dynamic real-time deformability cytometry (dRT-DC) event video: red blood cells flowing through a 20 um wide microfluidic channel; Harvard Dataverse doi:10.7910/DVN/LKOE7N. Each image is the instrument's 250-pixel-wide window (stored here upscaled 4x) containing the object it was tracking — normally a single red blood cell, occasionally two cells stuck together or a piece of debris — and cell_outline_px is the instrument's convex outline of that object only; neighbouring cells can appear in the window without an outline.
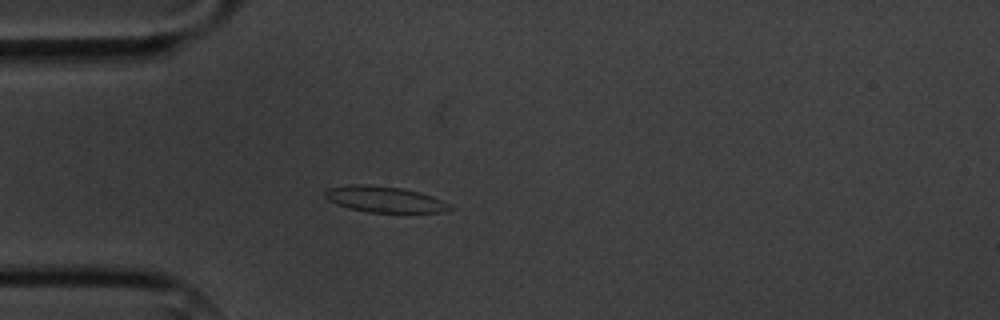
{"species": "common noctule bat (a hibernating species)", "species_latin": "Nyctalus noctula", "temperature_condition": "cold", "stored_images_in_passage": 3, "camera_frame_rate_fps": 3000, "um_per_image_px": 0.085, "animal": {"sex": "male", "body_mass_g": 20.1, "forearm_length_mm": 53.5}, "frame": {"image": 1, "passage_image": 3, "time_ms": 2.333, "image_size_px": [1000, 320], "cell_outline_px": [[456, 208], [440, 212], [368, 212], [348, 208], [336, 204], [328, 200], [324, 196], [324, 192], [328, 188], [348, 184], [364, 184], [400, 188], [420, 192], [432, 196], [452, 204]], "centroid_in_image_um": [32.69, 16.94], "position_along_channel_um": 52.3, "area_um2": 19.02}}